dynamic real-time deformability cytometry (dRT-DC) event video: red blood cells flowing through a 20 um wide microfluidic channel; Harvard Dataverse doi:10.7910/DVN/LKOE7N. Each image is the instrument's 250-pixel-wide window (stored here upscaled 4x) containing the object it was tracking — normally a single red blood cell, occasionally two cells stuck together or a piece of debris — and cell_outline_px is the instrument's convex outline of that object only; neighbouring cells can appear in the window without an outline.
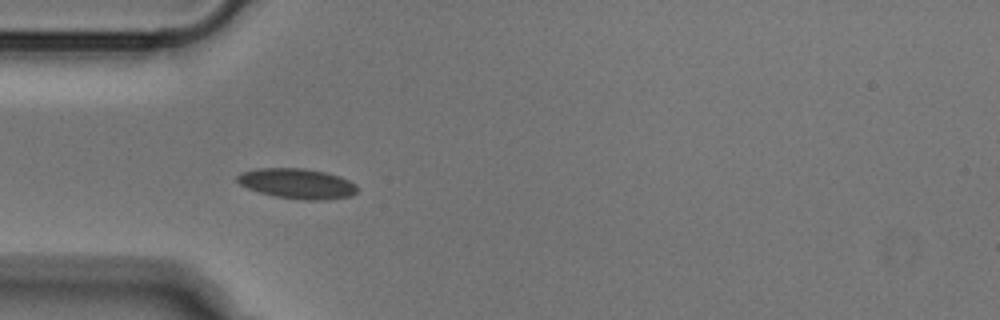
{"species": "Egyptian fruit bat (a non-hibernating species)", "species_latin": "Rousettus aegyptiacus", "temperature_condition": "cold", "stored_images_in_passage": 38, "camera_frame_rate_fps": 3000, "um_per_image_px": 0.085, "animal": {"sex": "male"}, "frame": {"image": 1, "passage_image": 1, "time_ms": 0.0, "image_size_px": [1000, 320], "cell_outline_px": [[356, 192], [352, 196], [328, 200], [304, 200], [276, 196], [260, 192], [248, 188], [240, 184], [236, 180], [236, 176], [240, 172], [256, 168], [304, 168], [324, 172], [340, 176], [356, 184]], "centroid_in_image_um": [25.25, 15.6], "position_along_channel_um": 59.7, "area_um2": 21.15}}
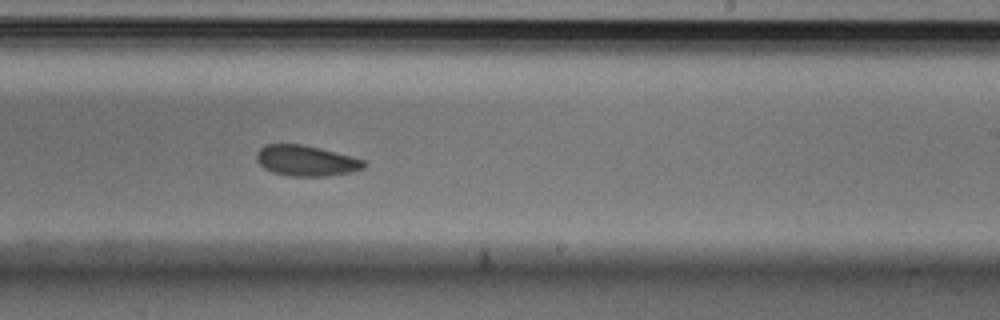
{"frame": {"image": 2, "passage_image": 17, "time_ms": 5.333, "image_size_px": [1000, 320], "cell_outline_px": [[368, 164], [364, 168], [352, 172], [328, 176], [288, 176], [272, 172], [264, 168], [256, 160], [256, 152], [264, 144], [300, 144], [320, 148], [336, 152], [364, 160]], "centroid_in_image_um": [26.01, 13.66], "position_along_channel_um": 263.0, "area_um2": 19.31}}
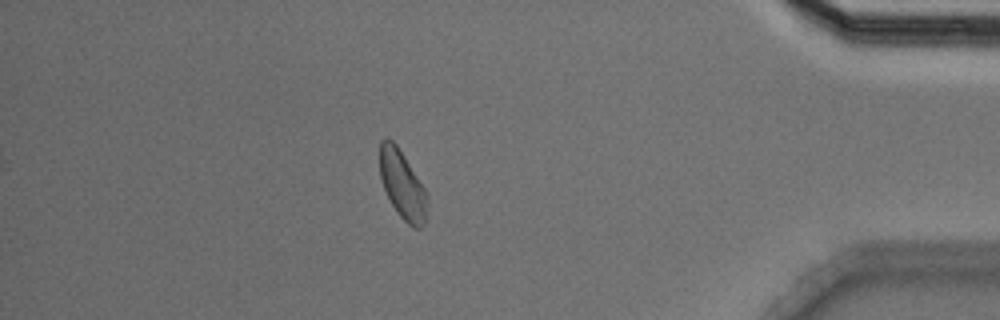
{"frame": {"image": 3, "passage_image": 31, "time_ms": 10.0, "image_size_px": [1000, 320], "cell_outline_px": [[428, 216], [424, 224], [420, 228], [412, 228], [396, 212], [384, 188], [380, 176], [380, 140], [392, 140], [396, 144], [424, 188], [428, 196]], "centroid_in_image_um": [34.23, 15.78], "position_along_channel_um": 401.0, "area_um2": 18.73}}